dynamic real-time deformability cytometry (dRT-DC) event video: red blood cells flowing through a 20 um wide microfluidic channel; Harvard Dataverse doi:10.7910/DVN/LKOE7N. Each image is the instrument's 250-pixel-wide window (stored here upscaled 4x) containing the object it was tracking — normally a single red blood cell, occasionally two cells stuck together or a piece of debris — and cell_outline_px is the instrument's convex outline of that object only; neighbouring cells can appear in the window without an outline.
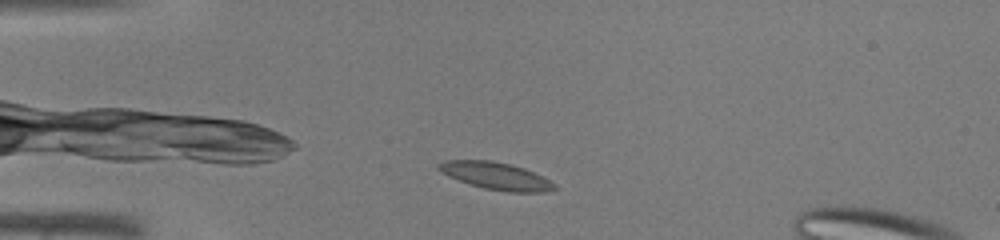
{"species": "common noctule bat (a hibernating species)", "species_latin": "Nyctalus noctula", "temperature_condition": "warm", "stored_images_in_passage": 39, "segment_of_instrument_passage": [1, 2], "camera_frame_rate_fps": 3000, "um_per_image_px": 0.085, "animal": {"sex": "male", "body_mass_g": 19.0, "forearm_length_mm": 50.8}, "frame": {"image": 1, "passage_image": 4, "time_ms": 1.0, "image_size_px": [1000, 240], "cell_outline_px": [[556, 188], [544, 192], [508, 192], [484, 188], [448, 176], [440, 172], [436, 168], [436, 164], [444, 160], [488, 160], [512, 164], [524, 168], [556, 184]], "centroid_in_image_um": [42.11, 14.94], "position_along_channel_um": 42.9, "area_um2": 18.26}}
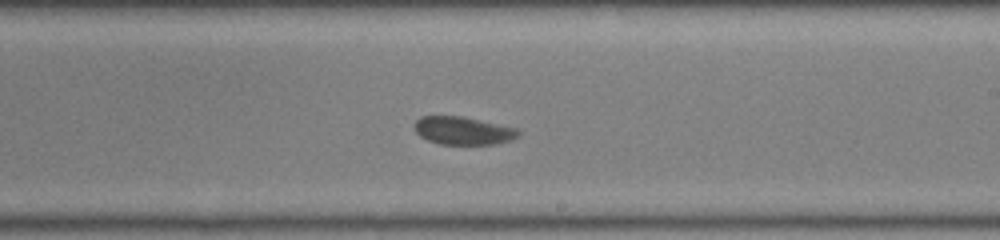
{"frame": {"image": 2, "passage_image": 20, "time_ms": 6.333, "image_size_px": [1000, 240], "cell_outline_px": [[520, 132], [512, 140], [496, 144], [440, 144], [428, 140], [420, 136], [416, 132], [416, 120], [420, 116], [460, 116], [516, 128]], "centroid_in_image_um": [39.35, 11.11], "position_along_channel_um": 249.6, "area_um2": 16.65}}
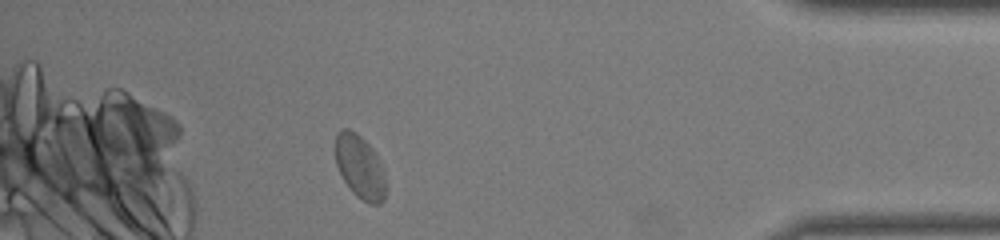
{"frame": {"image": 3, "passage_image": 33, "time_ms": 10.667, "image_size_px": [1000, 240], "cell_outline_px": [[384, 200], [380, 204], [368, 204], [356, 196], [352, 192], [344, 180], [336, 164], [336, 132], [340, 128], [348, 128], [356, 132], [376, 152], [384, 168]], "centroid_in_image_um": [30.59, 14.17], "position_along_channel_um": 404.6, "area_um2": 18.73}}